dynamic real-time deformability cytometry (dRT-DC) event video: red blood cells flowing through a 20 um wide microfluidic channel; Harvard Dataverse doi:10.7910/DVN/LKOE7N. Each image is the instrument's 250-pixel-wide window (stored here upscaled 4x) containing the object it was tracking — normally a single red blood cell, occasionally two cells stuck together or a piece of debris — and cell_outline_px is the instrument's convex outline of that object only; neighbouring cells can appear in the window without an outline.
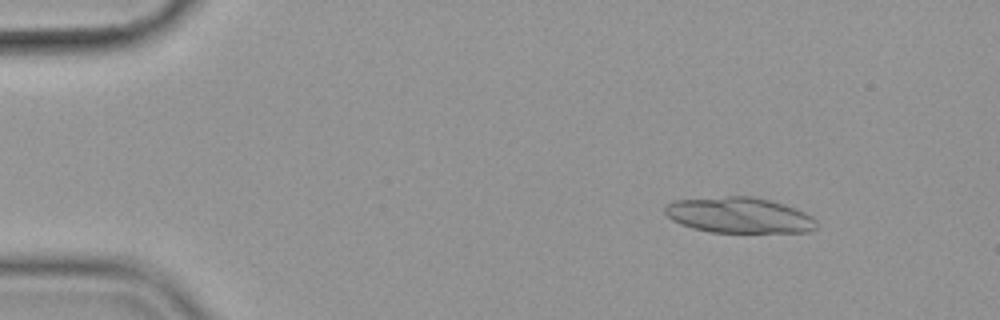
{"species": "common noctule bat (a hibernating species)", "species_latin": "Nyctalus noctula", "temperature_condition": "cold", "stored_images_in_passage": 23, "camera_frame_rate_fps": 3000, "um_per_image_px": 0.085, "animal": {"sex": "female", "body_mass_g": 19.9}, "frame": {"image": 1, "passage_image": 7, "time_ms": 2.0, "image_size_px": [1000, 320], "cell_outline_px": [[816, 228], [808, 232], [712, 232], [692, 228], [680, 224], [672, 220], [664, 212], [664, 208], [672, 200], [728, 196], [752, 196], [784, 204], [804, 212], [812, 216], [816, 220]], "centroid_in_image_um": [62.81, 18.29], "position_along_channel_um": 22.2, "area_um2": 31.5}}